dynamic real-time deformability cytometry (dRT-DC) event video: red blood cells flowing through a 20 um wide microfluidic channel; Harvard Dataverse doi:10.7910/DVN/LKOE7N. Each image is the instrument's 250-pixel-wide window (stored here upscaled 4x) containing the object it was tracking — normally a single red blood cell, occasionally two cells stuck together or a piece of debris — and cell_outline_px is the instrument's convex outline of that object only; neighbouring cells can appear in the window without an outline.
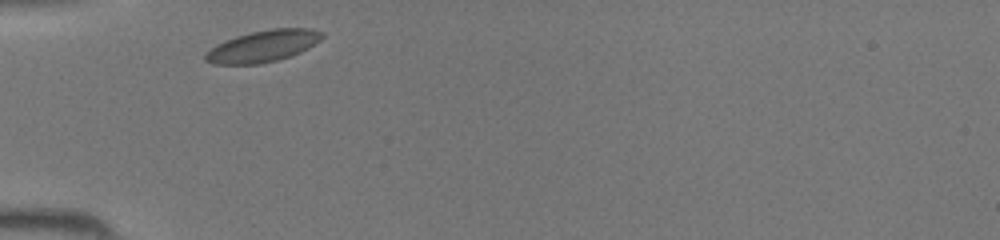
{"species": "common noctule bat (a hibernating species)", "species_latin": "Nyctalus noctula", "temperature_condition": "room temperature", "stored_images_in_passage": 25, "camera_frame_rate_fps": 3000, "um_per_image_px": 0.085, "animal": {"sex": "female", "body_mass_g": 19.5, "forearm_length_mm": 54.1}, "frame": {"image": 1, "passage_image": 1, "time_ms": 0.0, "image_size_px": [1000, 240], "cell_outline_px": [[324, 36], [320, 40], [300, 52], [292, 56], [260, 64], [216, 64], [204, 60], [204, 56], [216, 44], [236, 36], [252, 32], [272, 28], [312, 28], [324, 32]], "centroid_in_image_um": [22.39, 3.91], "position_along_channel_um": 62.6, "area_um2": 21.39}}
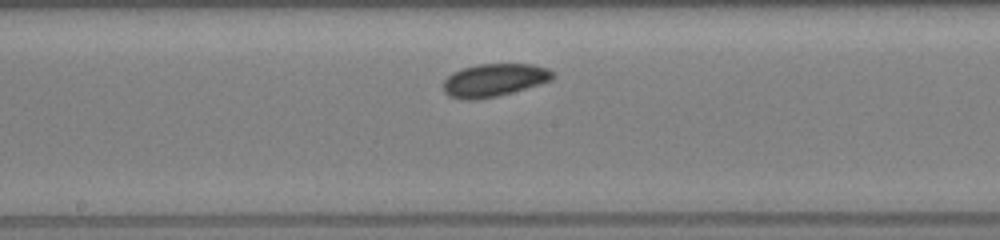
{"frame": {"image": 2, "passage_image": 11, "time_ms": 3.333, "image_size_px": [1000, 240], "cell_outline_px": [[556, 76], [552, 80], [512, 92], [496, 96], [472, 100], [464, 100], [448, 96], [444, 92], [444, 80], [452, 72], [464, 68], [480, 64], [532, 64], [548, 68], [556, 72]], "centroid_in_image_um": [42.03, 6.8], "position_along_channel_um": 206.2, "area_um2": 20.98}}
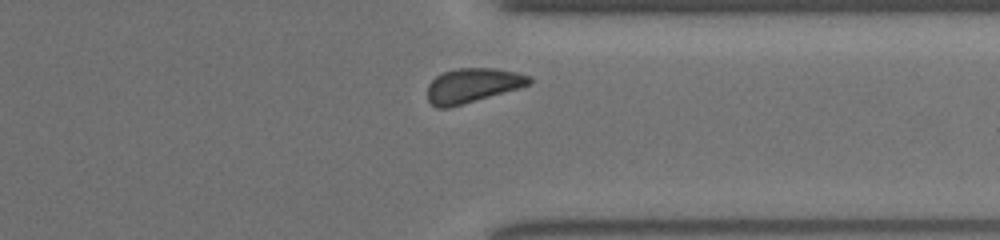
{"frame": {"image": 3, "passage_image": 22, "time_ms": 7.0, "image_size_px": [1000, 240], "cell_outline_px": [[532, 84], [448, 108], [436, 108], [428, 100], [428, 84], [436, 76], [444, 72], [456, 68], [496, 68], [516, 72], [532, 76]], "centroid_in_image_um": [40.17, 7.25], "position_along_channel_um": 371.2, "area_um2": 20.35}}